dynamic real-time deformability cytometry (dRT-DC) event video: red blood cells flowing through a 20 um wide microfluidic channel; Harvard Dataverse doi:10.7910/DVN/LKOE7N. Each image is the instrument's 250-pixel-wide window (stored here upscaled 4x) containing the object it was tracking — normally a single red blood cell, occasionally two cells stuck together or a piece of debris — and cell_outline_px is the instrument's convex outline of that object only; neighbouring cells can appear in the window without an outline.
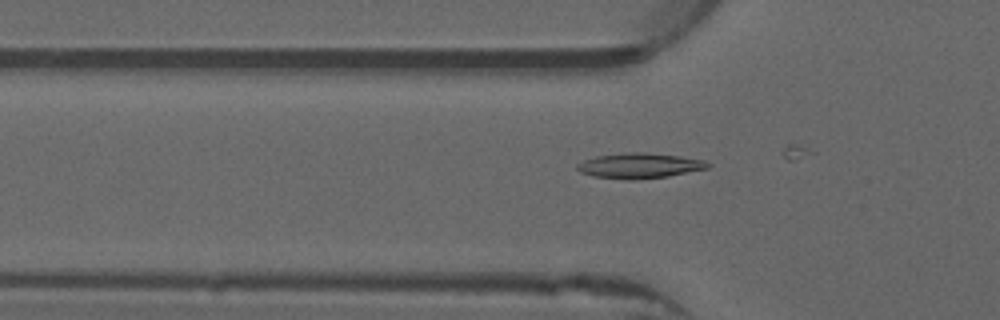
{"species": "common noctule bat (a hibernating species)", "species_latin": "Nyctalus noctula", "temperature_condition": "warm", "stored_images_in_passage": 7, "camera_frame_rate_fps": 3000, "um_per_image_px": 0.085, "animal": {"sex": "male", "forearm_length_mm": 52.5}, "frame": {"image": 1, "passage_image": 5, "time_ms": 1.333, "image_size_px": [1000, 320], "cell_outline_px": [[712, 164], [708, 168], [668, 176], [632, 180], [628, 180], [592, 176], [580, 172], [576, 168], [576, 164], [584, 160], [596, 156], [624, 152], [648, 152], [680, 156], [708, 160]], "centroid_in_image_um": [54.37, 14.07], "position_along_channel_um": 71.4, "area_um2": 19.48}}